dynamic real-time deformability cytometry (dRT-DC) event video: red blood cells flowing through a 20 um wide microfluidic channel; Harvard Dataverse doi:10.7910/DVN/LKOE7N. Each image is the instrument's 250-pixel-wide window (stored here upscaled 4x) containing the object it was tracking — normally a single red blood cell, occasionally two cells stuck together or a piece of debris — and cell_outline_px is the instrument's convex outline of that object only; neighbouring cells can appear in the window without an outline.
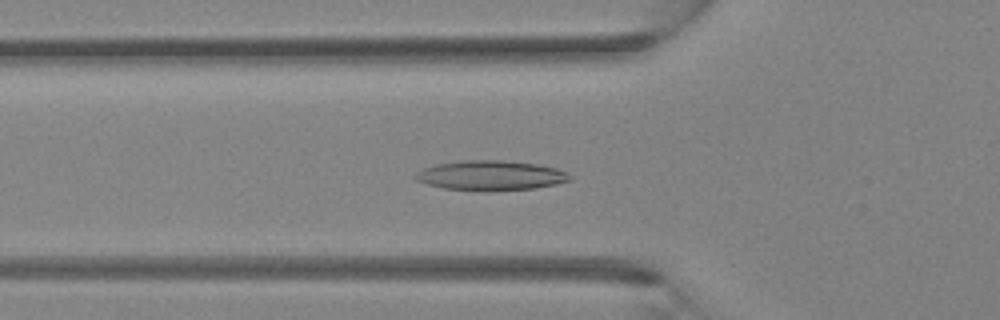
{"species": "Egyptian fruit bat (a non-hibernating species)", "species_latin": "Rousettus aegyptiacus", "temperature_condition": "room temperature", "stored_images_in_passage": 40, "camera_frame_rate_fps": 3000, "um_per_image_px": 0.085, "animal": {"sex": "female"}, "frame": {"image": 1, "passage_image": 13, "time_ms": 4.0, "image_size_px": [1000, 320], "cell_outline_px": [[572, 180], [556, 184], [532, 188], [484, 192], [444, 188], [428, 184], [416, 180], [412, 176], [416, 172], [424, 168], [436, 164], [464, 160], [504, 160], [536, 164], [556, 168], [572, 176]], "centroid_in_image_um": [41.68, 14.92], "position_along_channel_um": 84.1, "area_um2": 26.93}}
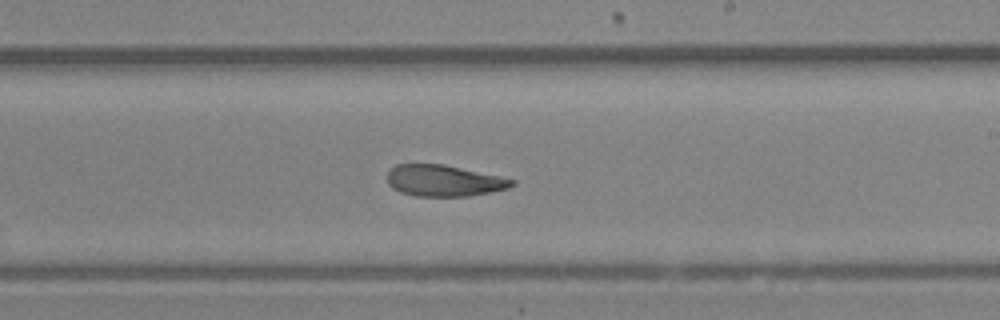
{"frame": {"image": 2, "passage_image": 23, "time_ms": 7.333, "image_size_px": [1000, 320], "cell_outline_px": [[516, 184], [508, 188], [468, 196], [416, 196], [400, 192], [392, 188], [388, 184], [388, 172], [396, 164], [444, 164], [516, 180]], "centroid_in_image_um": [37.71, 15.36], "position_along_channel_um": 251.3, "area_um2": 22.6}}
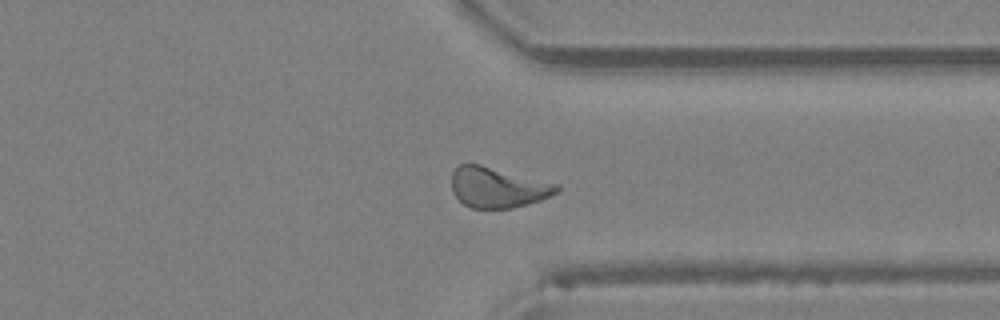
{"frame": {"image": 3, "passage_image": 30, "time_ms": 9.667, "image_size_px": [1000, 320], "cell_outline_px": [[560, 188], [556, 192], [540, 200], [528, 204], [512, 208], [472, 208], [464, 204], [452, 192], [452, 172], [460, 164], [480, 164], [560, 184]], "centroid_in_image_um": [42.31, 15.92], "position_along_channel_um": 369.1, "area_um2": 24.68}}